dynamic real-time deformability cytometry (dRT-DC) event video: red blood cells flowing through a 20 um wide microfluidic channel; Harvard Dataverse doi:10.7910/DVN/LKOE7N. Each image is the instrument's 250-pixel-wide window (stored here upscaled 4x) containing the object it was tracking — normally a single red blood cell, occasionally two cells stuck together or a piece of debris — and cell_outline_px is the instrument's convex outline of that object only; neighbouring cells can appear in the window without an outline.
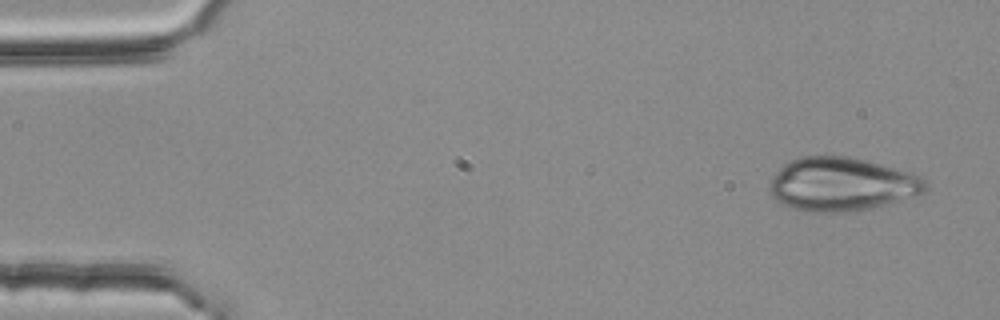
{"species": "common noctule bat (a hibernating species)", "species_latin": "Nyctalus noctula", "temperature_condition": "room temperature", "stored_images_in_passage": 5, "camera_frame_rate_fps": 3000, "um_per_image_px": 0.085, "animal": {"sex": "female", "body_mass_g": 25.1}, "frame": {"image": 1, "passage_image": 1, "time_ms": 0.0, "image_size_px": [1000, 320], "cell_outline_px": [[928, 188], [924, 192], [916, 196], [872, 208], [852, 212], [808, 212], [792, 208], [780, 204], [768, 192], [768, 180], [788, 160], [800, 156], [852, 156], [912, 172], [924, 180]], "centroid_in_image_um": [71.5, 15.66], "position_along_channel_um": 13.5, "area_um2": 49.42}}
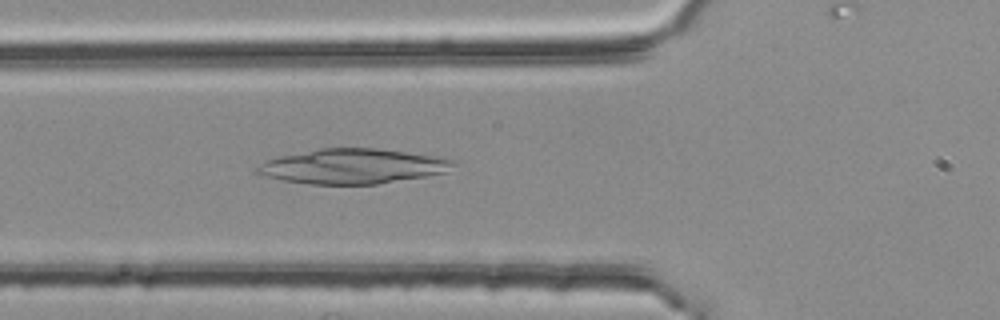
{"frame": {"image": 2, "passage_image": 5, "time_ms": 1.333, "image_size_px": [1000, 320], "cell_outline_px": [[456, 164], [448, 172], [428, 176], [376, 184], [308, 184], [284, 180], [268, 176], [256, 172], [252, 168], [268, 160], [280, 156], [320, 148], [376, 148], [444, 156], [456, 160]], "centroid_in_image_um": [30.08, 14.12], "position_along_channel_um": 95.7, "area_um2": 40.17}}